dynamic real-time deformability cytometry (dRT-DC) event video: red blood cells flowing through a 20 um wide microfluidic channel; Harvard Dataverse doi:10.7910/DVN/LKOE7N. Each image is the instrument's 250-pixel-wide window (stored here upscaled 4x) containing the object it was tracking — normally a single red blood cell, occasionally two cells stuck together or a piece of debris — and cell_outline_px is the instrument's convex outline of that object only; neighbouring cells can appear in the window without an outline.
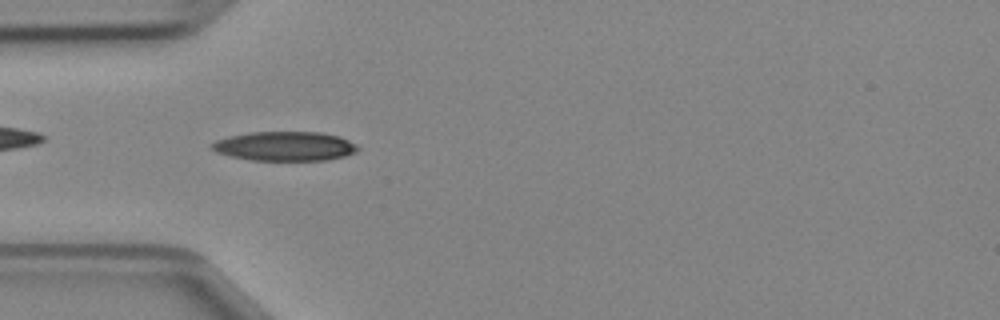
{"species": "Egyptian fruit bat (a non-hibernating species)", "species_latin": "Rousettus aegyptiacus", "temperature_condition": "cold", "stored_images_in_passage": 40, "camera_frame_rate_fps": 3000, "um_per_image_px": 0.085, "animal": {"sex": "female"}, "frame": {"image": 1, "passage_image": 7, "time_ms": 2.0, "image_size_px": [1000, 320], "cell_outline_px": [[360, 148], [356, 152], [344, 156], [324, 160], [252, 160], [232, 156], [216, 152], [208, 148], [208, 144], [216, 140], [228, 136], [252, 132], [320, 132], [340, 136], [356, 144]], "centroid_in_image_um": [24.18, 12.42], "position_along_channel_um": 60.8, "area_um2": 25.03}}
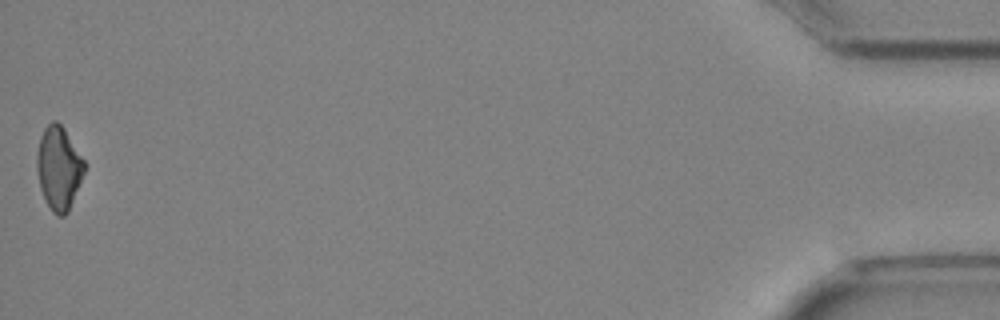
{"frame": {"image": 2, "passage_image": 40, "time_ms": 13.0, "image_size_px": [1000, 320], "cell_outline_px": [[88, 164], [68, 212], [64, 216], [56, 216], [52, 212], [40, 188], [36, 168], [36, 152], [40, 136], [44, 128], [52, 120], [56, 120], [64, 128]], "centroid_in_image_um": [5.0, 14.26], "position_along_channel_um": 430.2, "area_um2": 23.41}}